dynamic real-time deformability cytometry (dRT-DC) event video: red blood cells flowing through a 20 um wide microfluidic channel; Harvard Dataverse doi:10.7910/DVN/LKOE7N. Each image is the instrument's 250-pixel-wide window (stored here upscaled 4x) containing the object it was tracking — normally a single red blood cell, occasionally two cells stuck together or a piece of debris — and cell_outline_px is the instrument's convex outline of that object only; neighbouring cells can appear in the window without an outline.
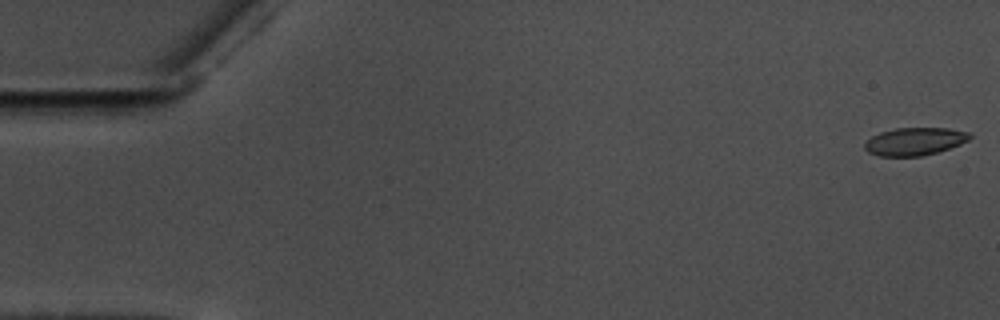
{"species": "common noctule bat (a hibernating species)", "species_latin": "Nyctalus noctula", "temperature_condition": "warm", "stored_images_in_passage": 11, "camera_frame_rate_fps": 3000, "um_per_image_px": 0.085, "animal": {"sex": "male", "body_mass_g": 17.5, "forearm_length_mm": 52.3}, "frame": {"image": 1, "passage_image": 1, "time_ms": 0.0, "image_size_px": [1000, 320], "cell_outline_px": [[972, 136], [968, 140], [960, 144], [936, 152], [920, 156], [880, 156], [868, 152], [864, 148], [864, 144], [872, 136], [880, 132], [896, 128], [948, 128], [972, 132]], "centroid_in_image_um": [77.76, 12.01], "position_along_channel_um": 7.2, "area_um2": 16.94}}